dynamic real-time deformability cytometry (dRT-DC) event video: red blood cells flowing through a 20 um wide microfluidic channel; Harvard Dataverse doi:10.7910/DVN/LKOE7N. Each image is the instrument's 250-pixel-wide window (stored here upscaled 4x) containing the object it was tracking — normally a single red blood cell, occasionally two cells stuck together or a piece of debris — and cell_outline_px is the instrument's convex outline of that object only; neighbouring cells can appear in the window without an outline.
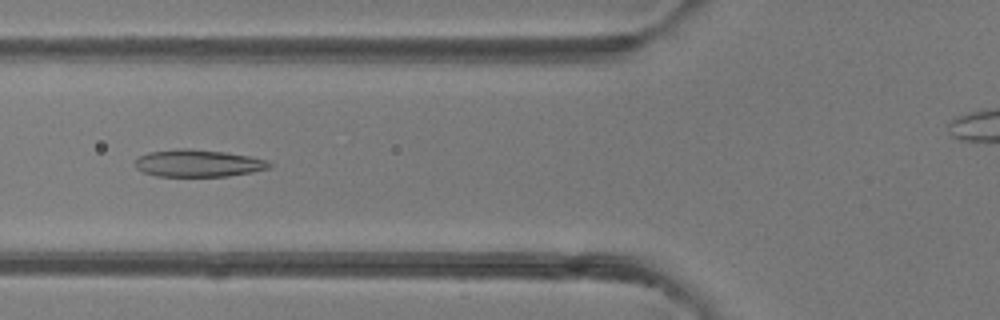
{"species": "common noctule bat (a hibernating species)", "species_latin": "Nyctalus noctula", "temperature_condition": "room temperature", "stored_images_in_passage": 5, "camera_frame_rate_fps": 3000, "um_per_image_px": 0.085, "animal": {"sex": "female"}, "frame": {"image": 1, "passage_image": 5, "time_ms": 4.667, "image_size_px": [1000, 320], "cell_outline_px": [[272, 168], [252, 172], [228, 176], [156, 176], [144, 172], [136, 168], [136, 160], [140, 156], [148, 152], [176, 148], [192, 148], [224, 152], [248, 156], [268, 160], [272, 164]], "centroid_in_image_um": [16.87, 13.87], "position_along_channel_um": 108.9, "area_um2": 21.39}}